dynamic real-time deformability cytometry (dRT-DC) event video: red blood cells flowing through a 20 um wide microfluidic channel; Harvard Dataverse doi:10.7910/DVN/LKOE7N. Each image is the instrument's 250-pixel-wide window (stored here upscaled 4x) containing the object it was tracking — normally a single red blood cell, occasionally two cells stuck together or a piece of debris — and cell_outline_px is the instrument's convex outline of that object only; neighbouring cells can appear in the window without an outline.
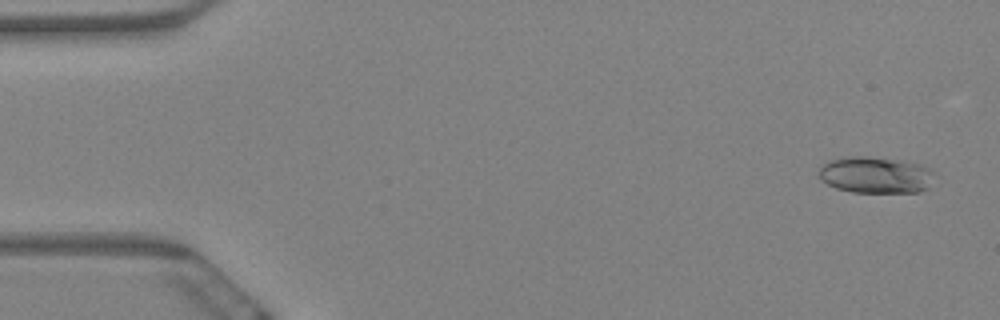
{"species": "Egyptian fruit bat (a non-hibernating species)", "species_latin": "Rousettus aegyptiacus", "temperature_condition": "warm", "stored_images_in_passage": 6, "camera_frame_rate_fps": 3000, "um_per_image_px": 0.085, "animal": {"sex": "female"}, "frame": {"image": 1, "passage_image": 1, "time_ms": 0.0, "image_size_px": [1000, 320], "cell_outline_px": [[932, 172], [928, 188], [920, 192], [852, 192], [836, 188], [820, 180], [820, 168], [828, 160], [848, 156], [868, 156], [904, 160], [920, 164], [928, 168]], "centroid_in_image_um": [74.4, 14.86], "position_along_channel_um": 10.6, "area_um2": 24.57}}
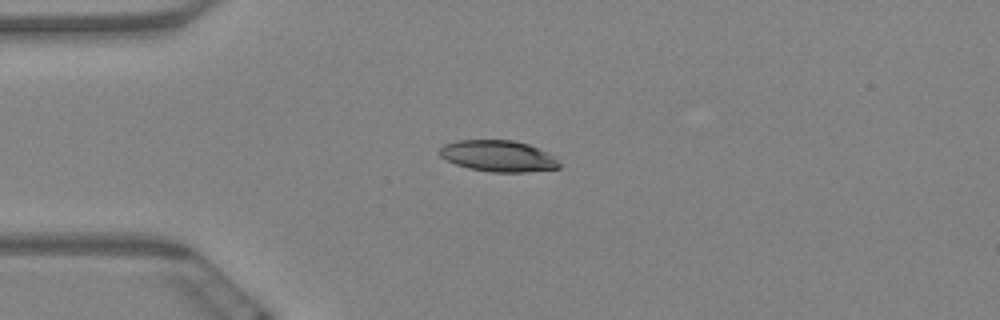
{"frame": {"image": 2, "passage_image": 4, "time_ms": 1.0, "image_size_px": [1000, 320], "cell_outline_px": [[560, 168], [524, 172], [492, 172], [468, 168], [444, 160], [440, 156], [440, 148], [444, 144], [456, 140], [512, 140], [528, 144], [548, 152], [560, 164]], "centroid_in_image_um": [42.32, 13.26], "position_along_channel_um": 42.7, "area_um2": 21.79}}
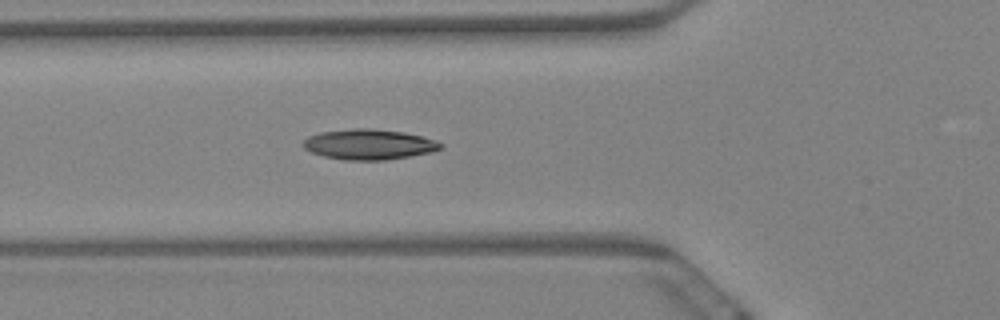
{"frame": {"image": 3, "passage_image": 6, "time_ms": 1.667, "image_size_px": [1000, 320], "cell_outline_px": [[444, 144], [440, 148], [432, 152], [384, 160], [344, 160], [324, 156], [312, 152], [304, 148], [300, 144], [308, 136], [320, 132], [356, 128], [372, 128], [404, 132], [424, 136]], "centroid_in_image_um": [31.35, 12.26], "position_along_channel_um": 94.5, "area_um2": 24.33}}